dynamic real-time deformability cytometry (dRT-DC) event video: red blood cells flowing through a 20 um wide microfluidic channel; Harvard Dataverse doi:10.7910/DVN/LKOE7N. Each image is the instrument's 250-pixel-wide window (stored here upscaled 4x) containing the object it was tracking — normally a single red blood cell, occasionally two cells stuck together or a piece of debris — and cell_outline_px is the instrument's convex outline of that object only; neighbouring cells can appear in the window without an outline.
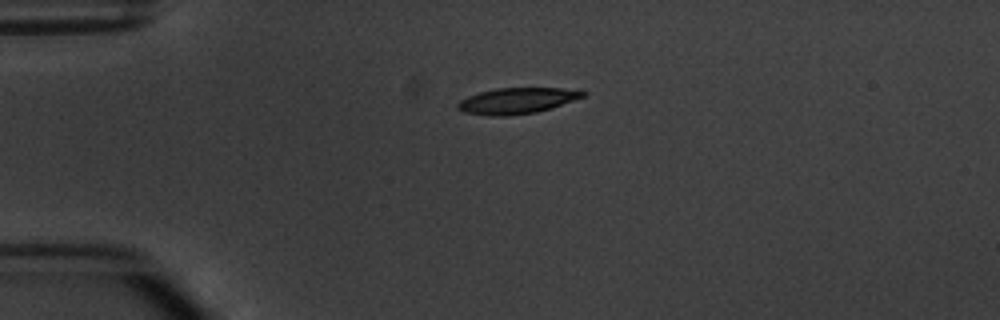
{"species": "common noctule bat (a hibernating species)", "species_latin": "Nyctalus noctula", "temperature_condition": "warm", "stored_images_in_passage": 2, "camera_frame_rate_fps": 3000, "um_per_image_px": 0.085, "animal": {"sex": "male", "body_mass_g": 20.1, "forearm_length_mm": 53.5}, "frame": {"image": 1, "passage_image": 1, "time_ms": 0.0, "image_size_px": [1000, 320], "cell_outline_px": [[588, 92], [584, 96], [536, 112], [508, 116], [488, 116], [464, 112], [456, 108], [456, 104], [460, 100], [468, 96], [480, 92], [496, 88], [560, 88]], "centroid_in_image_um": [43.85, 8.56], "position_along_channel_um": 41.1, "area_um2": 18.67}}